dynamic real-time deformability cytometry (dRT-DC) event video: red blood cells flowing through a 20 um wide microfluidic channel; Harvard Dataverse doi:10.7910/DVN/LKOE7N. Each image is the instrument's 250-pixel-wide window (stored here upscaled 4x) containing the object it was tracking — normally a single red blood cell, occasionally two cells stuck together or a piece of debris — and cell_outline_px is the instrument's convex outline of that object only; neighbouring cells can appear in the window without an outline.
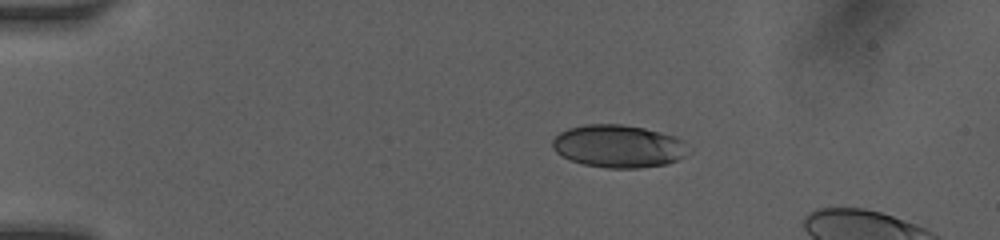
{"species": "human", "species_latin": "Homo sapiens", "temperature_condition": "room temperature", "stored_images_in_passage": 10, "camera_frame_rate_fps": 3000, "um_per_image_px": 0.085, "donor": {"sex": "female"}, "frame": {"image": 1, "passage_image": 1, "time_ms": 0.0, "image_size_px": [1000, 240], "cell_outline_px": [[692, 152], [668, 164], [640, 168], [608, 168], [584, 164], [572, 160], [556, 152], [552, 148], [552, 140], [560, 132], [568, 128], [588, 124], [620, 124], [644, 128], [672, 136], [680, 140]], "centroid_in_image_um": [52.56, 12.43], "position_along_channel_um": 32.4, "area_um2": 33.58}}